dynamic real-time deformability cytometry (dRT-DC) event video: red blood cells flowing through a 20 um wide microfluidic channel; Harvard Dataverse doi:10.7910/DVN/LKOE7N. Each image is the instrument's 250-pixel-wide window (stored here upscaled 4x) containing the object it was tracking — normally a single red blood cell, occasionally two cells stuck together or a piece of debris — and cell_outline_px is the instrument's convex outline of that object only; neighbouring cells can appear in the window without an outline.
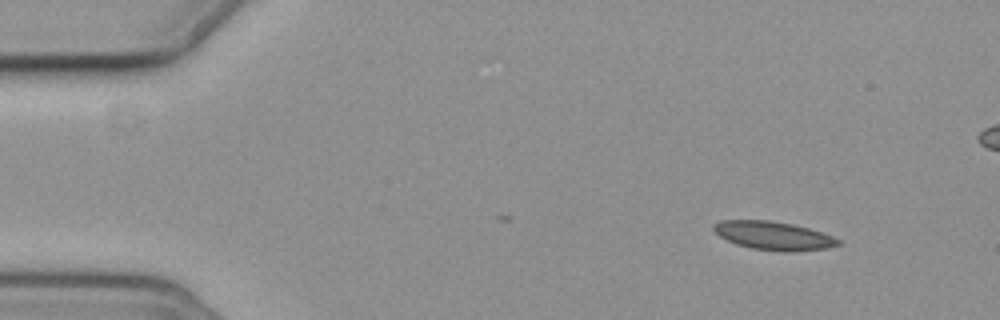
{"species": "common noctule bat (a hibernating species)", "species_latin": "Nyctalus noctula", "temperature_condition": "cold", "stored_images_in_passage": 5, "camera_frame_rate_fps": 3000, "um_per_image_px": 0.085, "animal": {"sex": "female", "body_mass_g": 19.3, "forearm_length_mm": 54.1}, "frame": {"image": 1, "passage_image": 1, "time_ms": 0.0, "image_size_px": [1000, 320], "cell_outline_px": [[840, 244], [828, 248], [792, 252], [784, 252], [752, 248], [736, 244], [720, 236], [712, 228], [712, 224], [720, 220], [768, 220], [792, 224], [808, 228], [832, 236], [840, 240]], "centroid_in_image_um": [65.73, 20.03], "position_along_channel_um": 19.3, "area_um2": 20.58}}